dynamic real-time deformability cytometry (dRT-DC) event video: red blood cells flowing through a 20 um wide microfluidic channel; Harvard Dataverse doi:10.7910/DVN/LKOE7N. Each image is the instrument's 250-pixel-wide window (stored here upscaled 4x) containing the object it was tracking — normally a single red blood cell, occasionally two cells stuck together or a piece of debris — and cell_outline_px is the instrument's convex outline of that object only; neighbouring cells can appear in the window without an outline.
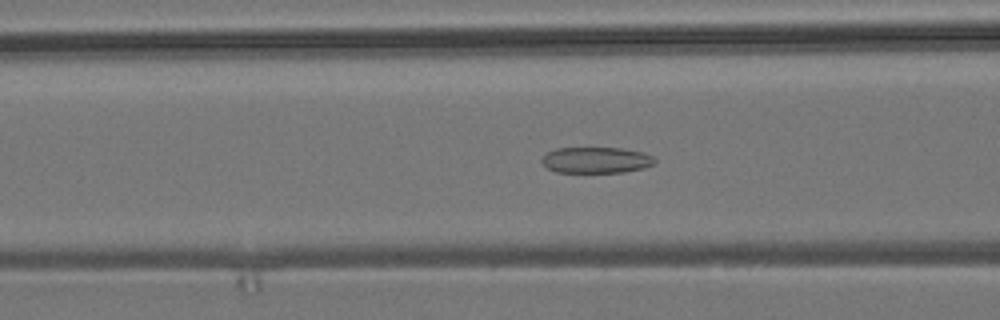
{"species": "common noctule bat (a hibernating species)", "species_latin": "Nyctalus noctula", "temperature_condition": "room temperature", "stored_images_in_passage": 47, "camera_frame_rate_fps": 3000, "um_per_image_px": 0.085, "animal": {"sex": "male", "body_mass_g": 19.2, "forearm_length_mm": 51.8}, "frame": {"image": 1, "passage_image": 14, "time_ms": 4.333, "image_size_px": [1000, 320], "cell_outline_px": [[656, 160], [652, 164], [644, 168], [624, 172], [556, 172], [548, 168], [540, 160], [548, 152], [556, 148], [620, 148], [644, 152], [652, 156]], "centroid_in_image_um": [50.68, 13.6], "position_along_channel_um": 115.9, "area_um2": 17.05}}
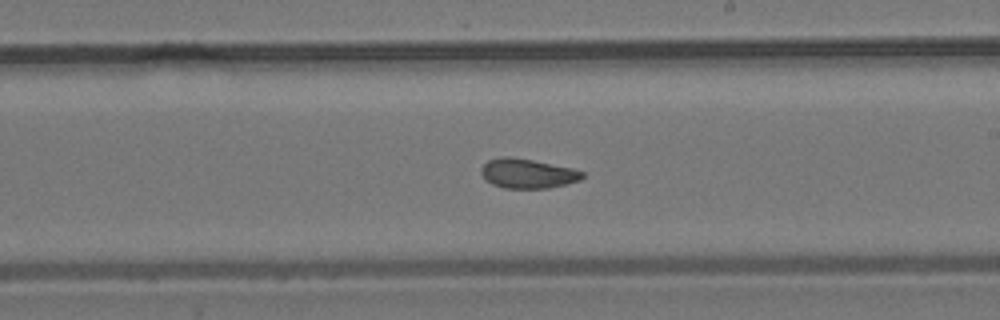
{"frame": {"image": 2, "passage_image": 24, "time_ms": 7.667, "image_size_px": [1000, 320], "cell_outline_px": [[584, 176], [580, 180], [548, 188], [504, 188], [492, 184], [480, 172], [480, 168], [488, 160], [500, 156], [512, 156], [572, 168], [584, 172]], "centroid_in_image_um": [44.82, 14.73], "position_along_channel_um": 244.2, "area_um2": 17.34}}
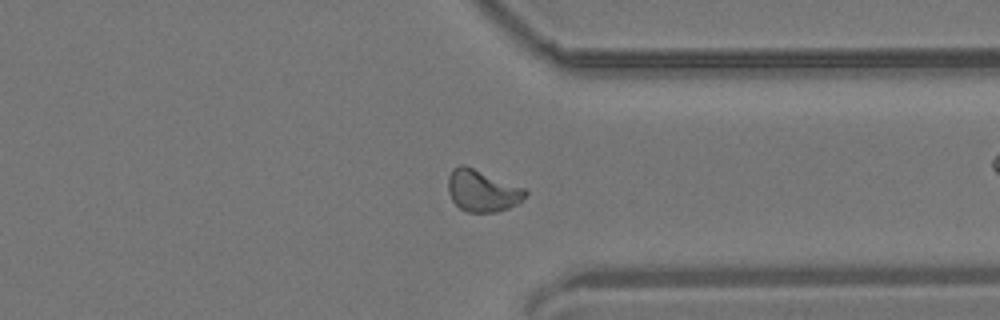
{"frame": {"image": 3, "passage_image": 34, "time_ms": 11.0, "image_size_px": [1000, 320], "cell_outline_px": [[528, 192], [516, 204], [508, 208], [496, 212], [468, 212], [460, 208], [452, 200], [448, 192], [448, 176], [452, 168], [460, 164], [464, 164], [524, 188]], "centroid_in_image_um": [40.95, 16.2], "position_along_channel_um": 370.5, "area_um2": 18.67}, "authors_computed_cell_mechanics": {"area_um2": 17.7446, "velocity_mm_per_s": 3.8387, "shape_relaxation_time_tau1_ms": null, "shape_relaxation_time_tau2_ms": 2.0084, "deformation_change_tau1": null, "deformation_change_tau2": 0.0756}}